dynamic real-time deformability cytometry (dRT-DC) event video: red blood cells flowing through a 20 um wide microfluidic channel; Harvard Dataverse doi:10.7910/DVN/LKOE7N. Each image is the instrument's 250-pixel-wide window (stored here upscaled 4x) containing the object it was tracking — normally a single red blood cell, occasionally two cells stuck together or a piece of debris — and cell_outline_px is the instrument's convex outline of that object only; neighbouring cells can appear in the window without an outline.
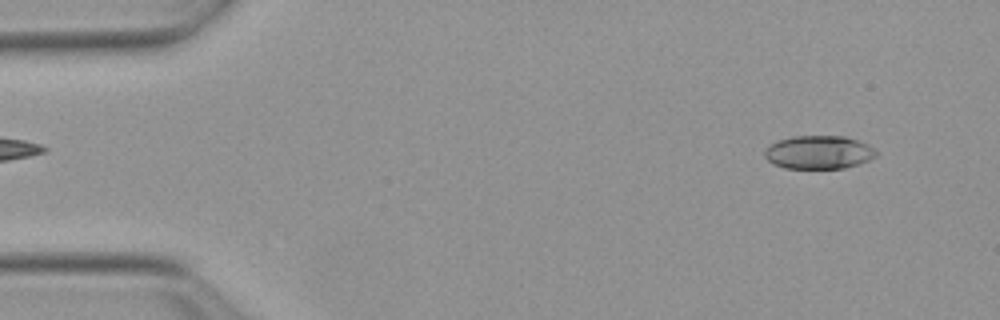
{"species": "Egyptian fruit bat (a non-hibernating species)", "species_latin": "Rousettus aegyptiacus", "temperature_condition": "warm", "stored_images_in_passage": 52, "camera_frame_rate_fps": 3000, "um_per_image_px": 0.085, "animal": {"sex": "female"}, "frame": {"image": 1, "passage_image": 4, "time_ms": 1.0, "image_size_px": [1000, 320], "cell_outline_px": [[876, 156], [860, 164], [844, 168], [784, 168], [772, 164], [764, 156], [764, 148], [776, 140], [792, 136], [844, 136], [868, 144], [876, 152]], "centroid_in_image_um": [69.54, 12.94], "position_along_channel_um": 15.5, "area_um2": 21.79}}
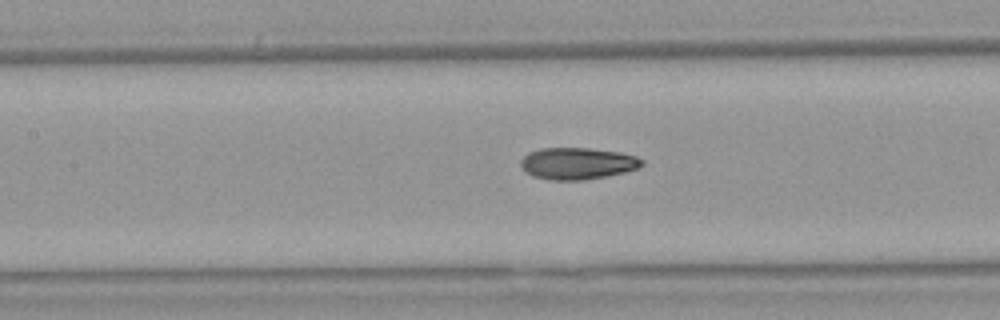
{"frame": {"image": 2, "passage_image": 23, "time_ms": 7.333, "image_size_px": [1000, 320], "cell_outline_px": [[644, 164], [636, 168], [624, 172], [608, 176], [584, 180], [548, 180], [532, 176], [520, 164], [520, 160], [528, 152], [540, 148], [588, 148], [620, 152], [636, 156], [644, 160]], "centroid_in_image_um": [49.08, 13.89], "position_along_channel_um": 158.3, "area_um2": 22.48}}
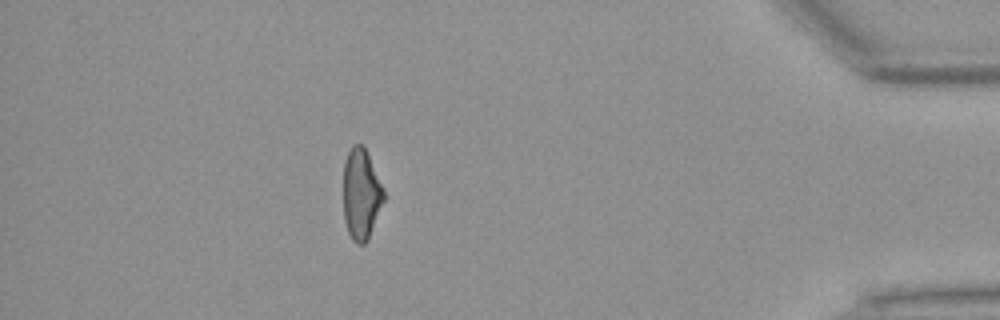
{"frame": {"image": 3, "passage_image": 46, "time_ms": 15.0, "image_size_px": [1000, 320], "cell_outline_px": [[384, 200], [368, 240], [364, 244], [356, 244], [352, 240], [348, 232], [344, 220], [344, 160], [352, 144], [364, 144], [384, 188]], "centroid_in_image_um": [30.7, 16.48], "position_along_channel_um": 404.5, "area_um2": 21.62}, "authors_computed_cell_mechanics": {"area_um2": 21.9062, "velocity_mm_per_s": 3.8706, "shape_relaxation_time_tau1_ms": 5.5415, "shape_relaxation_time_tau2_ms": 2.7738, "deformation_change_tau1": 0.1748, "deformation_change_tau2": 0.0911}}